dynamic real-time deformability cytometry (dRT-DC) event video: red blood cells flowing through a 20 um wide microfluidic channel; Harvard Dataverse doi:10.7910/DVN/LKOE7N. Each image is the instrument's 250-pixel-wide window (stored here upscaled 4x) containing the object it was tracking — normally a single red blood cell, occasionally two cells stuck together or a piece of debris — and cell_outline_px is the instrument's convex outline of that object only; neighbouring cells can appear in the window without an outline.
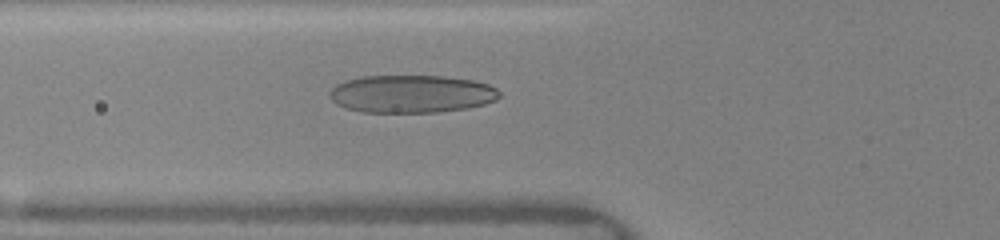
{"species": "human", "species_latin": "Homo sapiens", "temperature_condition": "warm", "stored_images_in_passage": 40, "camera_frame_rate_fps": 3000, "um_per_image_px": 0.085, "donor": {"sex": "female"}, "frame": {"image": 1, "passage_image": 15, "time_ms": 6.0, "image_size_px": [1000, 240], "cell_outline_px": [[500, 96], [496, 100], [484, 104], [468, 108], [436, 112], [364, 112], [344, 108], [336, 104], [328, 96], [328, 92], [336, 84], [348, 80], [364, 76], [444, 76], [472, 80], [488, 84], [496, 88], [500, 92]], "centroid_in_image_um": [34.97, 7.98], "position_along_channel_um": 90.8, "area_um2": 37.45}}
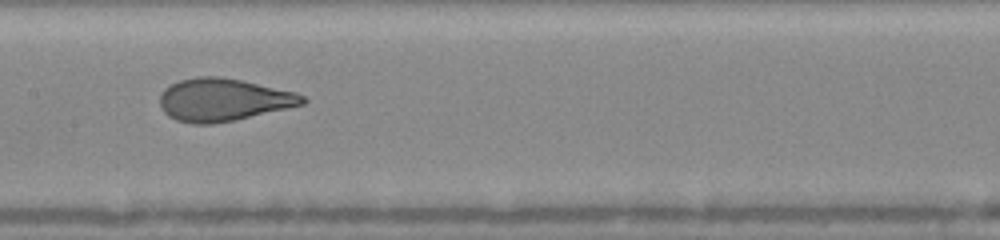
{"frame": {"image": 2, "passage_image": 20, "time_ms": 8.333, "image_size_px": [1000, 240], "cell_outline_px": [[308, 100], [304, 104], [232, 120], [212, 124], [192, 124], [176, 120], [168, 116], [164, 112], [160, 104], [160, 96], [164, 88], [180, 80], [196, 76], [216, 76], [240, 80], [296, 92], [304, 96]], "centroid_in_image_um": [18.95, 8.48], "position_along_channel_um": 188.5, "area_um2": 35.14}}
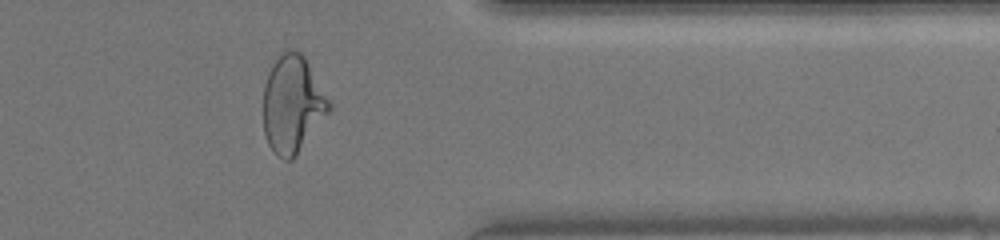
{"frame": {"image": 3, "passage_image": 33, "time_ms": 13.333, "image_size_px": [1000, 240], "cell_outline_px": [[332, 108], [296, 156], [292, 160], [284, 160], [276, 156], [272, 152], [268, 144], [264, 132], [264, 84], [272, 64], [280, 52], [288, 48], [292, 48], [300, 52], [304, 56], [332, 104]], "centroid_in_image_um": [24.86, 8.86], "position_along_channel_um": 386.5, "area_um2": 37.45}, "authors_computed_cell_mechanics": {"area_um2": 37.1365, "velocity_mm_per_s": 4.136, "shape_relaxation_time_tau1_ms": 4.6541, "shape_relaxation_time_tau2_ms": 0.6538, "deformation_change_tau1": 0.2004, "deformation_change_tau2": 0.0841}}